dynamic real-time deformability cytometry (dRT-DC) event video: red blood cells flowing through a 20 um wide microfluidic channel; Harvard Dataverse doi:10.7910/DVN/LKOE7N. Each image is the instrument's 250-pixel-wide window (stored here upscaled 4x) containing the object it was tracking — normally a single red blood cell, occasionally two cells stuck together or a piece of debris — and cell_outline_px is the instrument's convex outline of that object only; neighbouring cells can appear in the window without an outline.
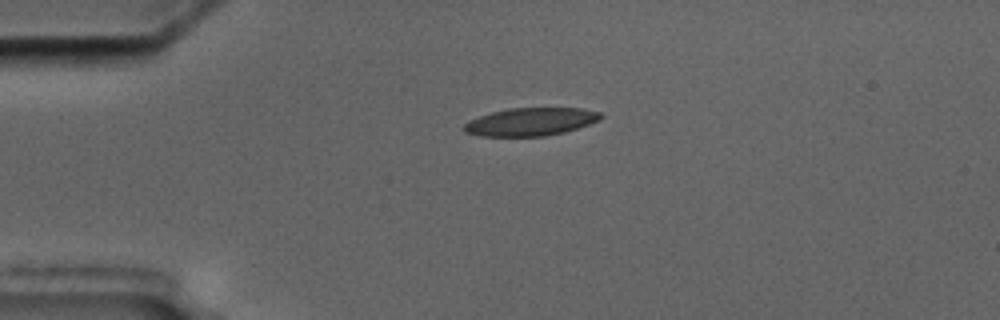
{"species": "common noctule bat (a hibernating species)", "species_latin": "Nyctalus noctula", "temperature_condition": "cold", "stored_images_in_passage": 2, "camera_frame_rate_fps": 3000, "um_per_image_px": 0.085, "animal": {"sex": "male", "body_mass_g": 17.5, "forearm_length_mm": 52.3}, "frame": {"image": 1, "passage_image": 1, "time_ms": 0.0, "image_size_px": [1000, 320], "cell_outline_px": [[604, 116], [600, 120], [564, 132], [544, 136], [480, 136], [464, 132], [460, 128], [468, 120], [492, 112], [508, 108], [580, 108], [600, 112]], "centroid_in_image_um": [45.07, 10.35], "position_along_channel_um": 39.9, "area_um2": 22.31}}